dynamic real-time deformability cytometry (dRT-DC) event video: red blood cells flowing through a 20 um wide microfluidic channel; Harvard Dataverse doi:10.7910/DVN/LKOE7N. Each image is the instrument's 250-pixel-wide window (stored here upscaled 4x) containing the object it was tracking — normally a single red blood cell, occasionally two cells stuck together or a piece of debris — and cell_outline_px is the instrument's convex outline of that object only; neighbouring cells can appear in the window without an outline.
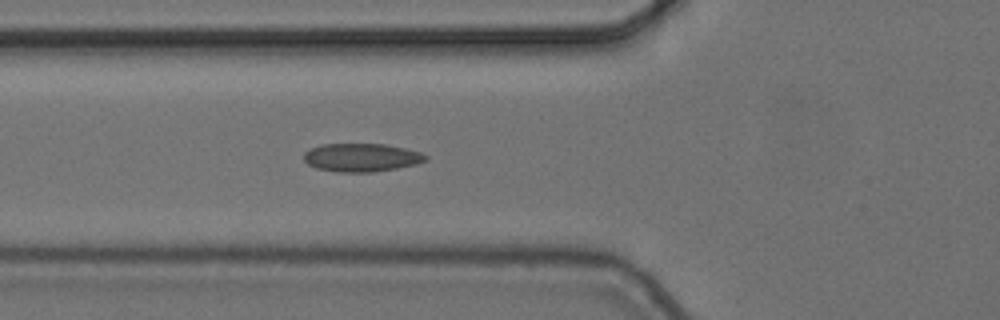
{"species": "common noctule bat (a hibernating species)", "species_latin": "Nyctalus noctula", "temperature_condition": "cold", "stored_images_in_passage": 4, "camera_frame_rate_fps": 3000, "um_per_image_px": 0.085, "animal": {"sex": "female", "body_mass_g": 24.6, "forearm_length_mm": 56.2}, "frame": {"image": 1, "passage_image": 4, "time_ms": 1.0, "image_size_px": [1000, 320], "cell_outline_px": [[428, 160], [416, 164], [396, 168], [372, 172], [340, 172], [316, 168], [308, 164], [304, 160], [304, 152], [320, 144], [384, 144], [404, 148], [420, 152], [428, 156]], "centroid_in_image_um": [30.73, 13.38], "position_along_channel_um": 95.1, "area_um2": 20.0}}